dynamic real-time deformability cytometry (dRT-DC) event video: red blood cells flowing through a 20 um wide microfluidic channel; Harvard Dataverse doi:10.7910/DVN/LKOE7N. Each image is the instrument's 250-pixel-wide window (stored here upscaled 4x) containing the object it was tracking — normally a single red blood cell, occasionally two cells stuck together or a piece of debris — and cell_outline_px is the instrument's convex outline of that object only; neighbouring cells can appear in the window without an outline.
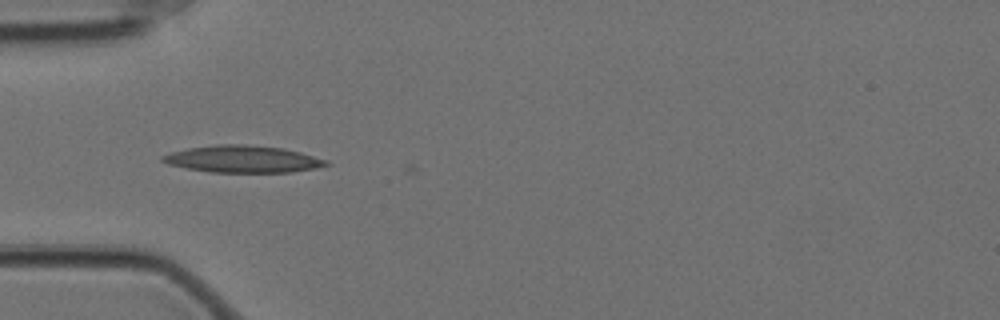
{"species": "Egyptian fruit bat (a non-hibernating species)", "species_latin": "Rousettus aegyptiacus", "temperature_condition": "cold", "stored_images_in_passage": 3, "camera_frame_rate_fps": 3000, "um_per_image_px": 0.085, "animal": {"sex": "female"}, "frame": {"image": 1, "passage_image": 1, "time_ms": 0.0, "image_size_px": [1000, 320], "cell_outline_px": [[332, 164], [316, 168], [292, 172], [208, 172], [168, 164], [160, 160], [160, 156], [172, 152], [188, 148], [216, 144], [244, 144], [284, 148], [300, 152], [328, 160]], "centroid_in_image_um": [20.66, 13.52], "position_along_channel_um": 64.3, "area_um2": 25.84}}